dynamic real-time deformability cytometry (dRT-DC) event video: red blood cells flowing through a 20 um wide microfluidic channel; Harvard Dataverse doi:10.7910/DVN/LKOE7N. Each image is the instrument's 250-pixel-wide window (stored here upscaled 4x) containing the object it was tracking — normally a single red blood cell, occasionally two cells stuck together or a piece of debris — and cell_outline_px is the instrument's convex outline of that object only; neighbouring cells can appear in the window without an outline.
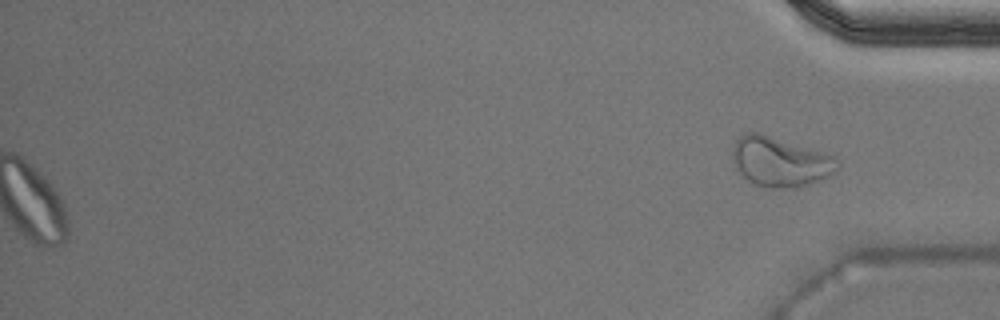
{"species": "Egyptian fruit bat (a non-hibernating species)", "species_latin": "Rousettus aegyptiacus", "temperature_condition": "warm", "stored_images_in_passage": 30, "segment_of_instrument_passage": [2, 2], "camera_frame_rate_fps": 3000, "um_per_image_px": 0.085, "animal": {"sex": "male"}, "frame": {"image": 1, "passage_image": 30, "time_ms": 9.667, "image_size_px": [1000, 320], "cell_outline_px": [[840, 168], [836, 172], [820, 180], [796, 188], [772, 188], [756, 184], [748, 180], [732, 164], [732, 152], [736, 140], [744, 132], [760, 132], [836, 156], [840, 164]], "centroid_in_image_um": [66.33, 13.74], "position_along_channel_um": 368.9, "area_um2": 30.63}}